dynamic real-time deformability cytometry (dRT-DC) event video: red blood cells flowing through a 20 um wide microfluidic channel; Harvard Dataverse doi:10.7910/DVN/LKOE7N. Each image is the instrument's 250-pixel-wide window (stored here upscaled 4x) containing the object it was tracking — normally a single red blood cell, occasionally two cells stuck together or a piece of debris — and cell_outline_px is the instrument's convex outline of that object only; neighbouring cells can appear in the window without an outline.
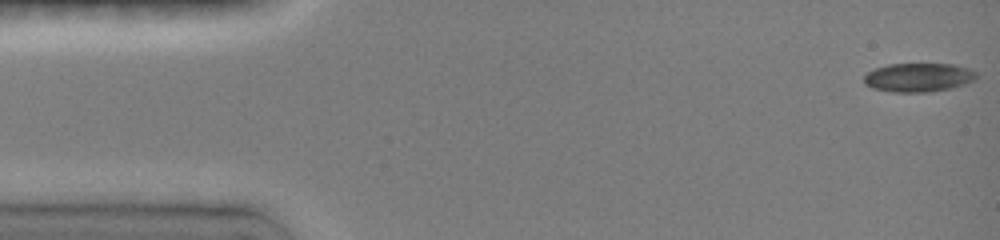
{"species": "common noctule bat (a hibernating species)", "species_latin": "Nyctalus noctula", "temperature_condition": "room temperature", "stored_images_in_passage": 14, "camera_frame_rate_fps": 3000, "um_per_image_px": 0.085, "animal": {"sex": "female", "body_mass_g": 19.0, "forearm_length_mm": 51.5}, "frame": {"image": 1, "passage_image": 1, "time_ms": 0.0, "image_size_px": [1000, 240], "cell_outline_px": [[976, 76], [972, 80], [964, 84], [948, 88], [928, 92], [892, 92], [872, 88], [864, 84], [864, 76], [868, 72], [876, 68], [888, 64], [956, 64], [968, 68], [976, 72]], "centroid_in_image_um": [78.03, 6.58], "position_along_channel_um": 7.0, "area_um2": 18.73}}
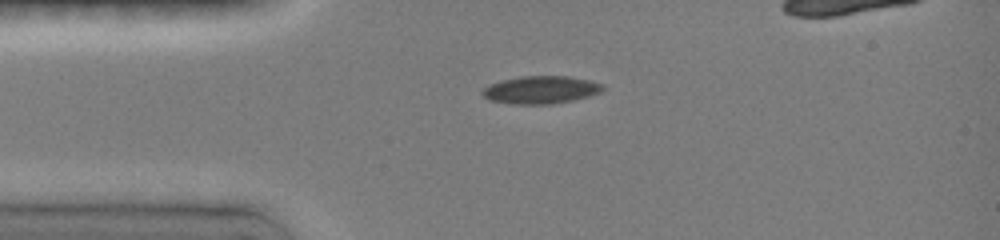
{"frame": {"image": 2, "passage_image": 6, "time_ms": 3.333, "image_size_px": [1000, 240], "cell_outline_px": [[604, 88], [600, 92], [588, 96], [572, 100], [552, 104], [512, 104], [488, 100], [480, 92], [484, 88], [492, 84], [504, 80], [524, 76], [568, 76], [588, 80], [604, 84]], "centroid_in_image_um": [45.97, 7.64], "position_along_channel_um": 39.0, "area_um2": 19.25}}
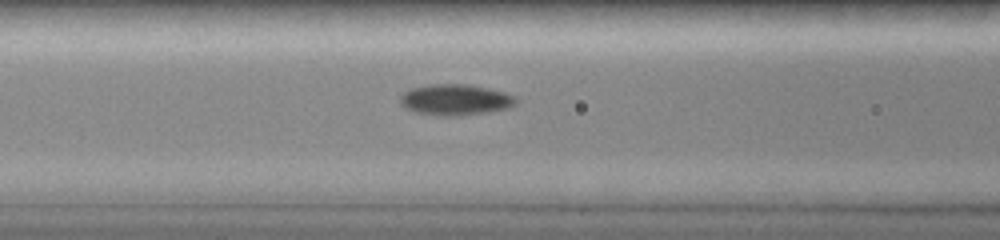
{"frame": {"image": 3, "passage_image": 10, "time_ms": 6.0, "image_size_px": [1000, 240], "cell_outline_px": [[516, 104], [508, 108], [488, 112], [460, 116], [444, 116], [416, 112], [408, 108], [400, 100], [400, 96], [404, 92], [412, 88], [432, 84], [464, 84], [504, 92], [512, 96], [516, 100]], "centroid_in_image_um": [38.71, 8.49], "position_along_channel_um": 127.9, "area_um2": 20.46}}